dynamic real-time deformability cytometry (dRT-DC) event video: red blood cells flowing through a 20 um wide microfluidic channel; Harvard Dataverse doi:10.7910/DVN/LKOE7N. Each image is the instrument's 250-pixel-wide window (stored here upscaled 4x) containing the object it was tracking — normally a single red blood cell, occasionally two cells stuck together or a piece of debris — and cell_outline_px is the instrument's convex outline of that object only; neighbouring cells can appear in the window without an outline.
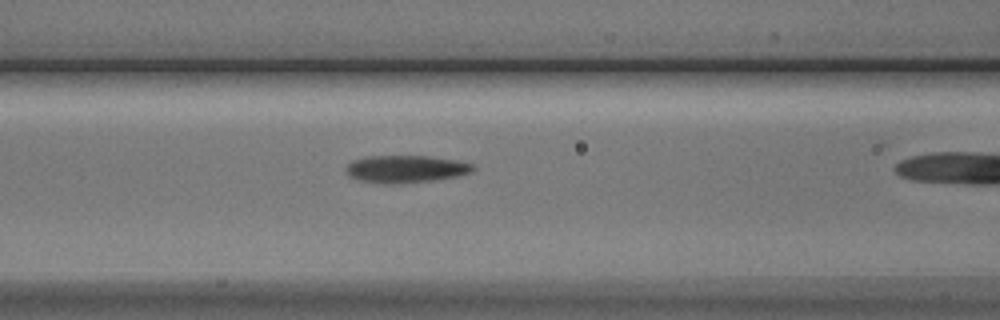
{"species": "Egyptian fruit bat (a non-hibernating species)", "species_latin": "Rousettus aegyptiacus", "temperature_condition": "cold", "stored_images_in_passage": 7, "camera_frame_rate_fps": 3000, "um_per_image_px": 0.085, "animal": {"sex": "male"}, "frame": {"image": 1, "passage_image": 6, "time_ms": 7.0, "image_size_px": [1000, 320], "cell_outline_px": [[476, 168], [472, 172], [456, 176], [436, 180], [396, 184], [384, 184], [360, 180], [348, 176], [344, 168], [352, 160], [368, 156], [428, 156], [456, 160], [472, 164]], "centroid_in_image_um": [34.46, 14.37], "position_along_channel_um": 132.1, "area_um2": 20.4}}